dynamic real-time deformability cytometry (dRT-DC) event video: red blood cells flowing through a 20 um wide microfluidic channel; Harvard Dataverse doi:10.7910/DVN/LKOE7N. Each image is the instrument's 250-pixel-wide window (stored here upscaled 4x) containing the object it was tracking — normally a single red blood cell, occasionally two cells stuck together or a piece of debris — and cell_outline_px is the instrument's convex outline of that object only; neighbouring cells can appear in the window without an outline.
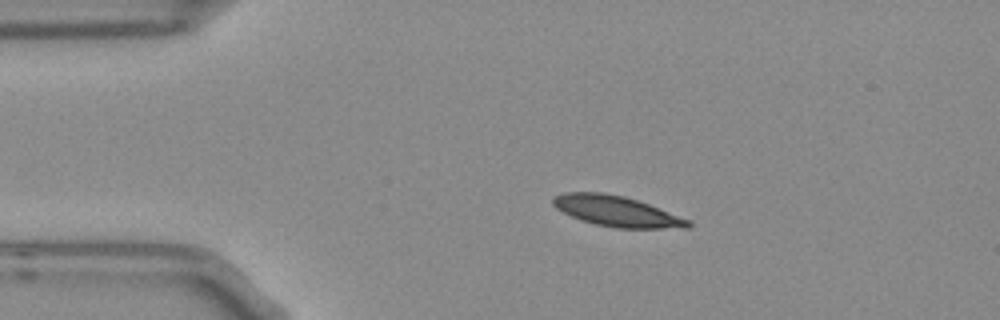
{"species": "Egyptian fruit bat (a non-hibernating species)", "species_latin": "Rousettus aegyptiacus", "temperature_condition": "room temperature", "stored_images_in_passage": 3, "camera_frame_rate_fps": 3000, "um_per_image_px": 0.085, "frame": {"image": 1, "passage_image": 2, "time_ms": 0.333, "image_size_px": [1000, 320], "cell_outline_px": [[692, 224], [688, 228], [616, 228], [596, 224], [580, 220], [556, 208], [552, 204], [552, 196], [564, 192], [604, 192], [624, 196], [648, 204], [692, 220]], "centroid_in_image_um": [52.42, 17.95], "position_along_channel_um": 32.6, "area_um2": 24.1}}